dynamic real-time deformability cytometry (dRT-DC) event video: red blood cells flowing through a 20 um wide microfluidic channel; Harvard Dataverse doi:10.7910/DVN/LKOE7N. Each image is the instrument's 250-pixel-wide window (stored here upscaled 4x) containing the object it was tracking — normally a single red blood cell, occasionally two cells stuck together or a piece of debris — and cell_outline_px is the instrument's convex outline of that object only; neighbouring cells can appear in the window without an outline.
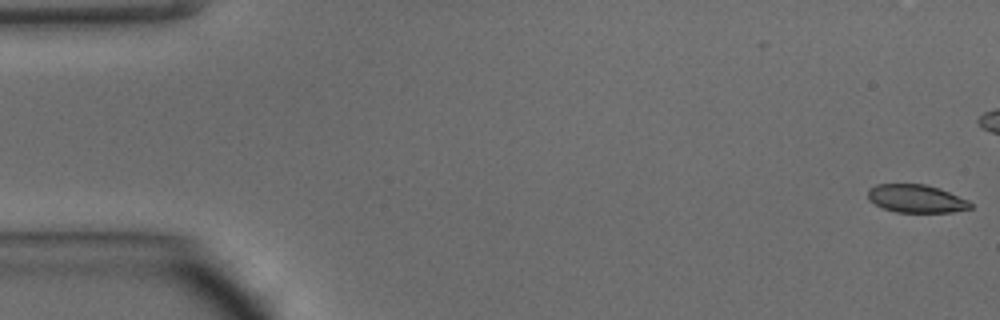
{"species": "common noctule bat (a hibernating species)", "species_latin": "Nyctalus noctula", "temperature_condition": "warm", "stored_images_in_passage": 49, "camera_frame_rate_fps": 3000, "um_per_image_px": 0.085, "animal": {"sex": "male", "body_mass_g": 15.6}, "frame": {"image": 1, "passage_image": 1, "time_ms": 0.0, "image_size_px": [1000, 320], "cell_outline_px": [[972, 208], [952, 212], [896, 212], [884, 208], [868, 200], [868, 188], [876, 184], [924, 184], [940, 188], [968, 200], [972, 204]], "centroid_in_image_um": [77.88, 16.88], "position_along_channel_um": 7.1, "area_um2": 16.76}, "authors_computed_cell_mechanics": {"area_um2": 17.5134, "velocity_mm_per_s": 4.2149, "shape_relaxation_time_tau1_ms": 7.4363, "shape_relaxation_time_tau2_ms": null, "deformation_change_tau1": 0.27, "deformation_change_tau2": null}}